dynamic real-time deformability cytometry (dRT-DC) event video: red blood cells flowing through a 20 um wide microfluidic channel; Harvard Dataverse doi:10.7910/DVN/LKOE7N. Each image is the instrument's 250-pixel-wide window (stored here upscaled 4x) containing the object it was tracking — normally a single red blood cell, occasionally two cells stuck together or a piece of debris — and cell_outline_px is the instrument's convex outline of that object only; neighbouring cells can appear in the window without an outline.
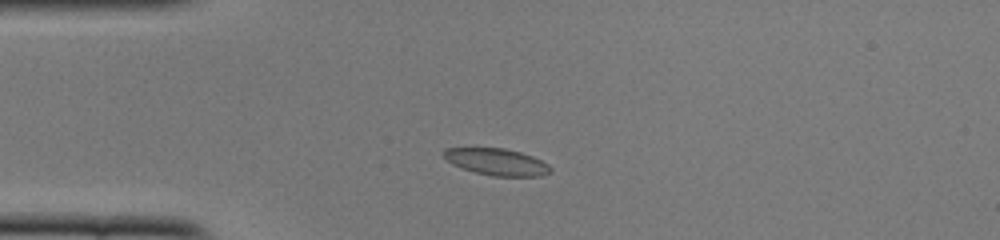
{"species": "common noctule bat (a hibernating species)", "species_latin": "Nyctalus noctula", "temperature_condition": "cold", "stored_images_in_passage": 47, "camera_frame_rate_fps": 3000, "um_per_image_px": 0.085, "animal": {"sex": "female", "body_mass_g": 22.0, "forearm_length_mm": 56.7}, "frame": {"image": 1, "passage_image": 8, "time_ms": 2.333, "image_size_px": [1000, 240], "cell_outline_px": [[552, 172], [540, 176], [492, 176], [460, 168], [452, 164], [440, 152], [444, 148], [504, 148], [520, 152], [532, 156], [548, 164], [552, 168]], "centroid_in_image_um": [42.21, 13.76], "position_along_channel_um": 42.8, "area_um2": 16.7}}
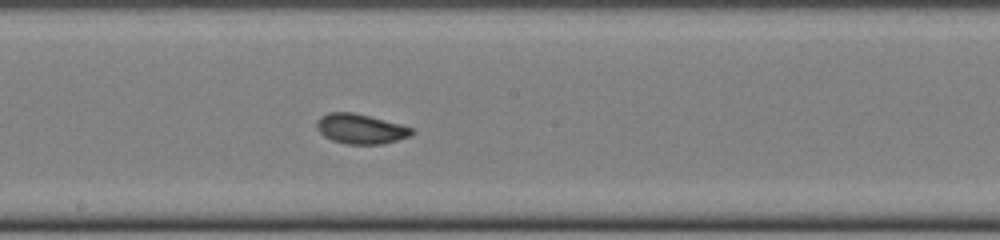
{"frame": {"image": 2, "passage_image": 23, "time_ms": 7.333, "image_size_px": [1000, 240], "cell_outline_px": [[416, 132], [412, 136], [384, 144], [348, 144], [332, 140], [324, 136], [316, 128], [316, 120], [320, 116], [328, 112], [352, 112], [400, 124], [412, 128]], "centroid_in_image_um": [30.65, 10.96], "position_along_channel_um": 217.5, "area_um2": 16.65}}
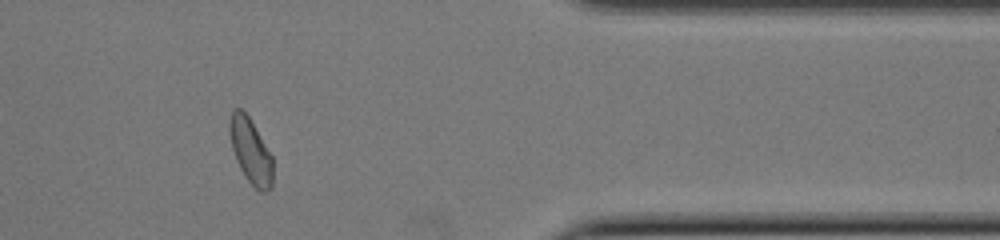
{"frame": {"image": 3, "passage_image": 38, "time_ms": 12.333, "image_size_px": [1000, 240], "cell_outline_px": [[272, 188], [264, 192], [260, 192], [244, 176], [236, 160], [232, 148], [228, 132], [228, 124], [232, 108], [240, 108], [248, 116], [272, 156]], "centroid_in_image_um": [21.27, 12.82], "position_along_channel_um": 390.1, "area_um2": 16.36}, "authors_computed_cell_mechanics": {"area_um2": 16.762, "velocity_mm_per_s": 3.8827, "shape_relaxation_time_tau1_ms": 8.1876, "shape_relaxation_time_tau2_ms": 1.2774, "deformation_change_tau1": 0.1299, "deformation_change_tau2": 0.0569}}